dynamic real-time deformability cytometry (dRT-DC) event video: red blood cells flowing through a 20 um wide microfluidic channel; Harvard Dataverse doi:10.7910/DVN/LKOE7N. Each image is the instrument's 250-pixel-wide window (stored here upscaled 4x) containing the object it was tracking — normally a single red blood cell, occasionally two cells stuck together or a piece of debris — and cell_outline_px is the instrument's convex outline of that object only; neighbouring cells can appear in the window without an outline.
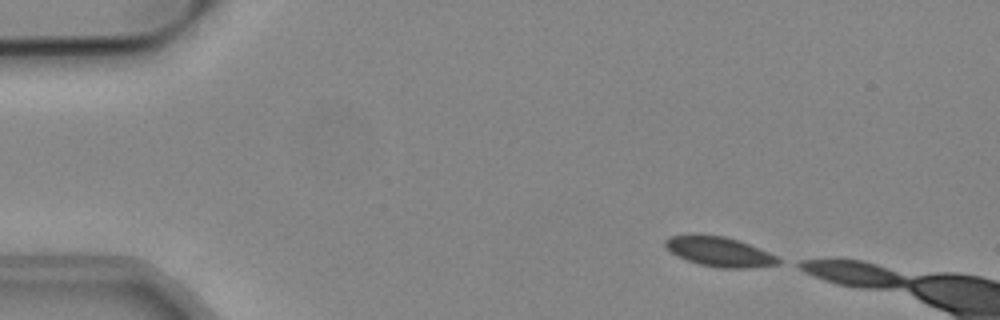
{"species": "common noctule bat (a hibernating species)", "species_latin": "Nyctalus noctula", "temperature_condition": "cold", "stored_images_in_passage": 7, "camera_frame_rate_fps": 3000, "um_per_image_px": 0.085, "animal": {"sex": "male", "body_mass_g": 19.2, "forearm_length_mm": 51.8}, "frame": {"image": 1, "passage_image": 1, "time_ms": 0.0, "image_size_px": [1000, 320], "cell_outline_px": [[784, 260], [780, 264], [748, 268], [720, 268], [700, 264], [676, 256], [664, 248], [664, 240], [668, 236], [724, 236], [740, 240], [768, 252]], "centroid_in_image_um": [61.17, 21.41], "position_along_channel_um": 23.8, "area_um2": 19.42}}